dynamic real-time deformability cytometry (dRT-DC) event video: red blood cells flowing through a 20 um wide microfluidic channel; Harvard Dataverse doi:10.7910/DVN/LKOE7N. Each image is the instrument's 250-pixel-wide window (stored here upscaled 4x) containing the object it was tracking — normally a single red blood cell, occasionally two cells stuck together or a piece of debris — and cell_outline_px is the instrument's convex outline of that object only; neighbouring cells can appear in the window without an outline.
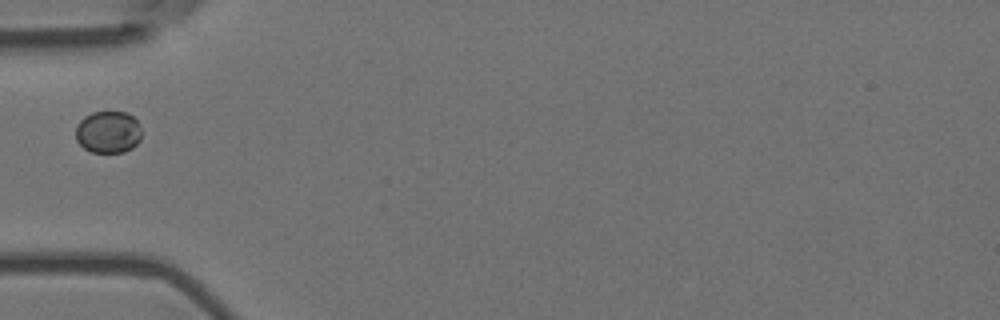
{"species": "Egyptian fruit bat (a non-hibernating species)", "species_latin": "Rousettus aegyptiacus", "temperature_condition": "room temperature", "stored_images_in_passage": 2, "camera_frame_rate_fps": 3000, "um_per_image_px": 0.085, "animal": {"sex": "female"}, "frame": {"image": 1, "passage_image": 1, "time_ms": 0.0, "image_size_px": [1000, 320], "cell_outline_px": [[140, 140], [132, 148], [124, 152], [92, 152], [84, 148], [76, 140], [76, 124], [84, 116], [92, 112], [124, 112], [132, 116], [140, 124]], "centroid_in_image_um": [9.18, 11.22], "position_along_channel_um": 75.8, "area_um2": 16.18}}
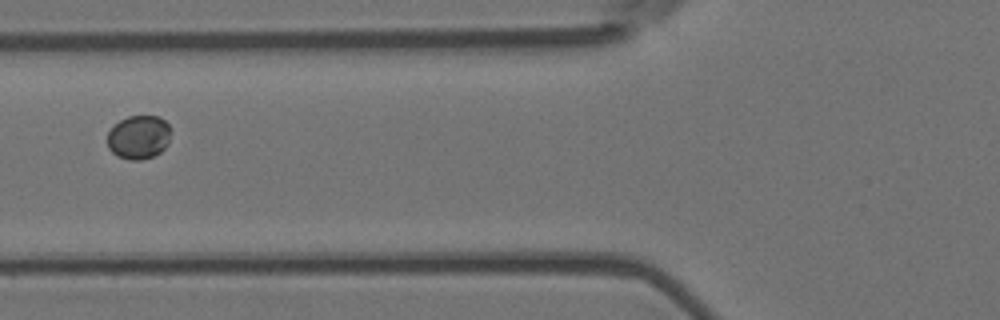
{"frame": {"image": 2, "passage_image": 2, "time_ms": 0.333, "image_size_px": [1000, 320], "cell_outline_px": [[168, 144], [160, 152], [152, 156], [140, 160], [128, 160], [116, 156], [108, 148], [108, 132], [120, 120], [128, 116], [160, 116], [168, 124]], "centroid_in_image_um": [11.76, 11.67], "position_along_channel_um": 114.0, "area_um2": 16.01}}